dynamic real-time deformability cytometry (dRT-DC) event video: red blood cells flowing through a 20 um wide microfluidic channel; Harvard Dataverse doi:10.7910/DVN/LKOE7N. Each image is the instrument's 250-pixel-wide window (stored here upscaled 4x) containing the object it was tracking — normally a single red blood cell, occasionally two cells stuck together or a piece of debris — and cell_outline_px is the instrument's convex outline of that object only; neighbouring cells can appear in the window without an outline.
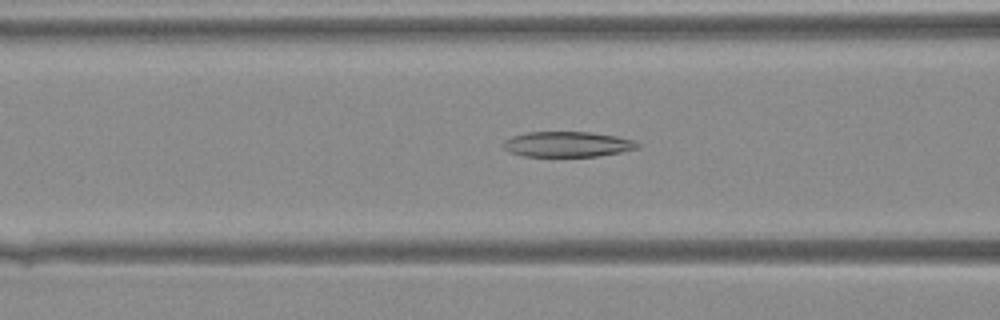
{"species": "Egyptian fruit bat (a non-hibernating species)", "species_latin": "Rousettus aegyptiacus", "temperature_condition": "warm", "stored_images_in_passage": 32, "camera_frame_rate_fps": 3000, "um_per_image_px": 0.085, "animal": {"sex": "female"}, "frame": {"image": 1, "passage_image": 12, "time_ms": 3.667, "image_size_px": [1000, 320], "cell_outline_px": [[640, 148], [620, 152], [596, 156], [524, 156], [508, 152], [504, 148], [504, 140], [512, 136], [528, 132], [588, 132], [616, 136], [636, 140], [640, 144]], "centroid_in_image_um": [48.25, 12.26], "position_along_channel_um": 118.3, "area_um2": 19.83}}
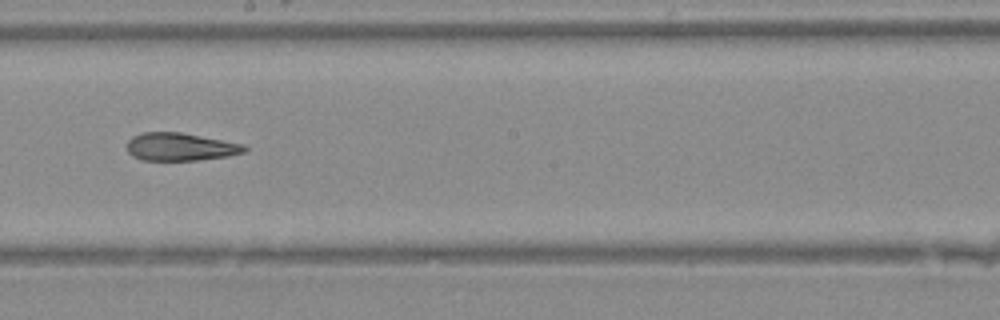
{"frame": {"image": 2, "passage_image": 19, "time_ms": 6.0, "image_size_px": [1000, 320], "cell_outline_px": [[248, 148], [244, 152], [228, 156], [196, 160], [140, 160], [132, 156], [128, 152], [128, 140], [132, 136], [144, 132], [180, 132], [244, 144]], "centroid_in_image_um": [15.32, 12.48], "position_along_channel_um": 232.9, "area_um2": 19.02}}
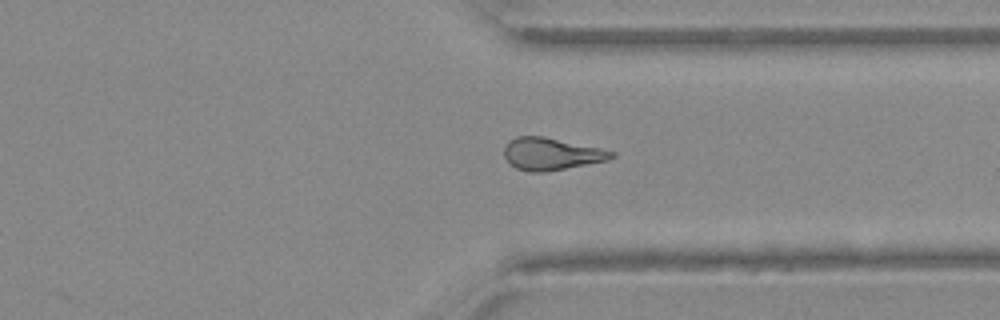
{"frame": {"image": 3, "passage_image": 27, "time_ms": 8.667, "image_size_px": [1000, 320], "cell_outline_px": [[616, 156], [608, 160], [544, 172], [528, 172], [516, 168], [508, 164], [504, 156], [504, 148], [508, 140], [516, 136], [544, 136], [600, 148], [616, 152]], "centroid_in_image_um": [46.82, 13.08], "position_along_channel_um": 364.6, "area_um2": 20.29}}